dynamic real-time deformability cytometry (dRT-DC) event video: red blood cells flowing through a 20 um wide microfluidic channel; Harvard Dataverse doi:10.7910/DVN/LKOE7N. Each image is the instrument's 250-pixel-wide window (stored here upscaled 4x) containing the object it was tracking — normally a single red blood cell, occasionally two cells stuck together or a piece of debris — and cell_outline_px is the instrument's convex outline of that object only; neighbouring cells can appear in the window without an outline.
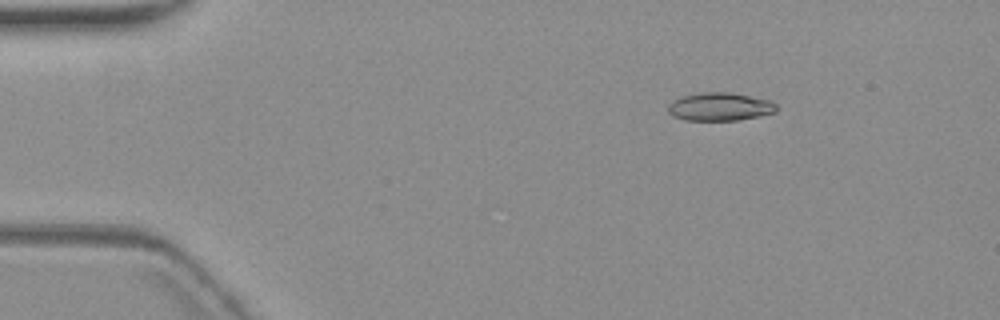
{"species": "common noctule bat (a hibernating species)", "species_latin": "Nyctalus noctula", "temperature_condition": "warm", "stored_images_in_passage": 7, "camera_frame_rate_fps": 3000, "um_per_image_px": 0.085, "animal": {"sex": "female", "body_mass_g": 19.3, "forearm_length_mm": 54.1}, "frame": {"image": 1, "passage_image": 3, "time_ms": 2.333, "image_size_px": [1000, 320], "cell_outline_px": [[780, 108], [776, 112], [760, 116], [736, 120], [684, 120], [672, 116], [668, 112], [668, 104], [672, 100], [680, 96], [696, 92], [728, 92], [772, 100]], "centroid_in_image_um": [61.18, 9.06], "position_along_channel_um": 23.8, "area_um2": 18.15}}
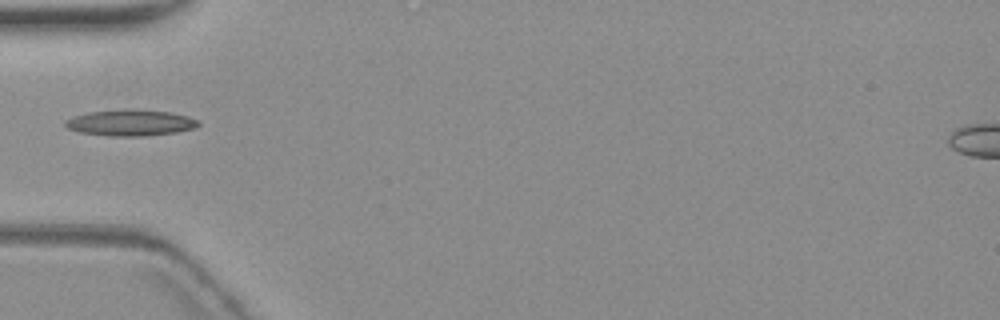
{"frame": {"image": 2, "passage_image": 6, "time_ms": 6.0, "image_size_px": [1000, 320], "cell_outline_px": [[200, 124], [196, 128], [176, 132], [144, 136], [112, 136], [80, 132], [68, 128], [64, 124], [64, 120], [72, 116], [88, 112], [120, 108], [140, 108], [168, 112], [188, 116], [196, 120]], "centroid_in_image_um": [11.07, 10.41], "position_along_channel_um": 73.9, "area_um2": 20.63}}
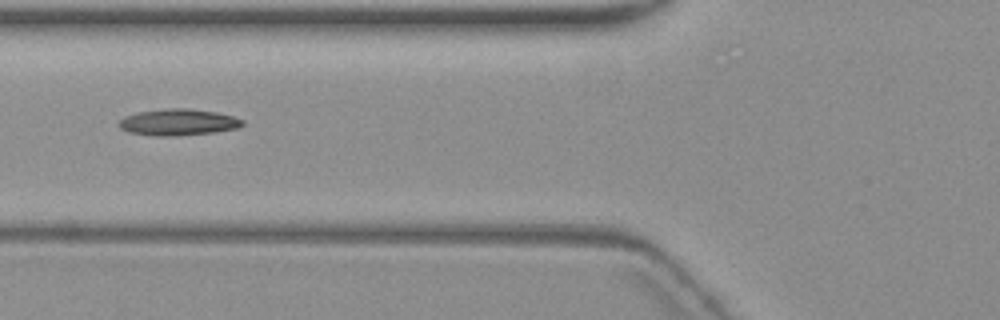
{"frame": {"image": 3, "passage_image": 7, "time_ms": 7.0, "image_size_px": [1000, 320], "cell_outline_px": [[244, 124], [236, 128], [216, 132], [176, 136], [156, 136], [128, 132], [120, 128], [116, 124], [124, 116], [136, 112], [168, 108], [188, 108], [216, 112], [232, 116], [244, 120]], "centroid_in_image_um": [15.11, 10.39], "position_along_channel_um": 110.7, "area_um2": 19.19}}